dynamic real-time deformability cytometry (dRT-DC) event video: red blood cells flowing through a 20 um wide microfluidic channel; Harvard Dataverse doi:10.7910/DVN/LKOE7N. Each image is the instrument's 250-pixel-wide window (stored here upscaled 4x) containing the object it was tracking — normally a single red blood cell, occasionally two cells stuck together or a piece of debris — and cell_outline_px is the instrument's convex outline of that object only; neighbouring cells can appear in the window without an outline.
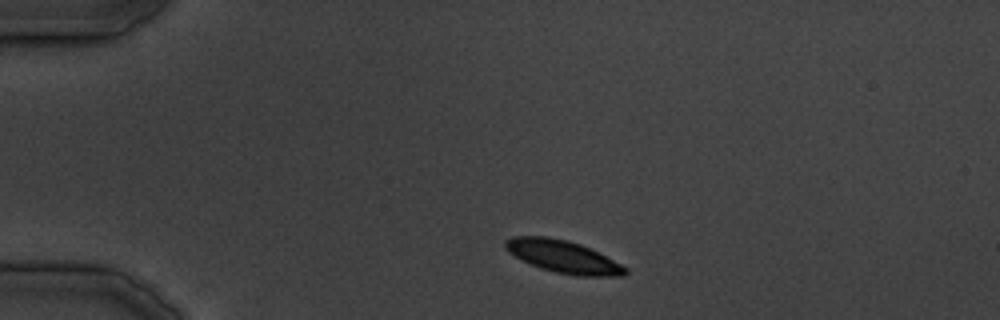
{"species": "common noctule bat (a hibernating species)", "species_latin": "Nyctalus noctula", "temperature_condition": "cold", "stored_images_in_passage": 11, "camera_frame_rate_fps": 3000, "um_per_image_px": 0.085, "animal": {"sex": "male", "body_mass_g": 19.5, "forearm_length_mm": 54.6}, "frame": {"image": 1, "passage_image": 2, "time_ms": 2.0, "image_size_px": [1000, 320], "cell_outline_px": [[628, 272], [624, 276], [580, 276], [556, 272], [540, 268], [508, 252], [504, 248], [504, 240], [512, 236], [548, 236], [568, 240], [580, 244], [628, 268]], "centroid_in_image_um": [47.84, 21.8], "position_along_channel_um": 37.2, "area_um2": 22.43}}